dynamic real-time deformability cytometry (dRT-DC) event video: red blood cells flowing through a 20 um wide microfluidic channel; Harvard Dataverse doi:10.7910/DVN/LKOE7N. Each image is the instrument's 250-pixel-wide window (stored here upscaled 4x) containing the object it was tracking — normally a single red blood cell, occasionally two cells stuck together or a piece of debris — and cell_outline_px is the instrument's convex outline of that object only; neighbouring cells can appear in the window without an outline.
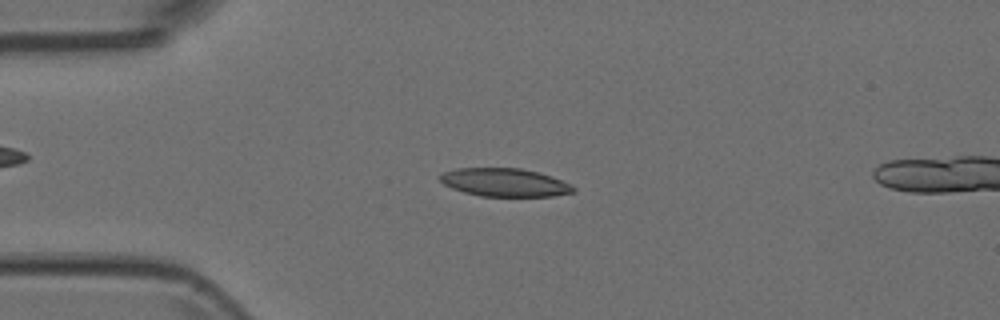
{"species": "Egyptian fruit bat (a non-hibernating species)", "species_latin": "Rousettus aegyptiacus", "temperature_condition": "room temperature", "stored_images_in_passage": 4, "camera_frame_rate_fps": 3000, "um_per_image_px": 0.085, "animal": {"sex": "female"}, "frame": {"image": 1, "passage_image": 3, "time_ms": 0.667, "image_size_px": [1000, 320], "cell_outline_px": [[576, 192], [552, 196], [480, 196], [464, 192], [452, 188], [444, 184], [440, 180], [440, 176], [444, 172], [456, 168], [520, 168], [540, 172], [552, 176], [572, 184], [576, 188]], "centroid_in_image_um": [42.95, 15.5], "position_along_channel_um": 42.0, "area_um2": 22.02}}